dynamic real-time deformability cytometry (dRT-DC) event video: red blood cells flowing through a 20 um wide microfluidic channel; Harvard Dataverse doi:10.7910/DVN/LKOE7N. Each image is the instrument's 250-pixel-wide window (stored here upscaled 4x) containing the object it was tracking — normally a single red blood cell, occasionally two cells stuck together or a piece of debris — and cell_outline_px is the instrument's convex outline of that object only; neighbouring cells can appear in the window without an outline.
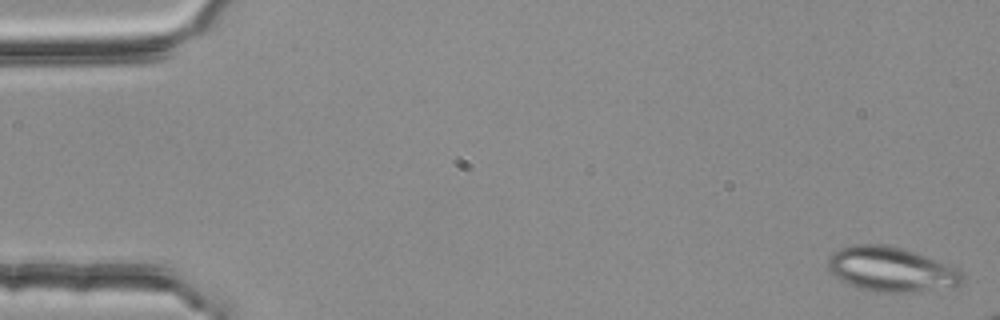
{"species": "common noctule bat (a hibernating species)", "species_latin": "Nyctalus noctula", "temperature_condition": "room temperature", "stored_images_in_passage": 4, "camera_frame_rate_fps": 3000, "um_per_image_px": 0.085, "animal": {"sex": "female", "body_mass_g": 25.1}, "frame": {"image": 1, "passage_image": 1, "time_ms": 0.0, "image_size_px": [1000, 320], "cell_outline_px": [[964, 284], [956, 288], [904, 292], [876, 292], [860, 288], [840, 280], [828, 268], [828, 256], [832, 252], [840, 248], [852, 244], [888, 244], [904, 248], [916, 252], [956, 268], [964, 276]], "centroid_in_image_um": [75.78, 22.89], "position_along_channel_um": 9.2, "area_um2": 35.32}}